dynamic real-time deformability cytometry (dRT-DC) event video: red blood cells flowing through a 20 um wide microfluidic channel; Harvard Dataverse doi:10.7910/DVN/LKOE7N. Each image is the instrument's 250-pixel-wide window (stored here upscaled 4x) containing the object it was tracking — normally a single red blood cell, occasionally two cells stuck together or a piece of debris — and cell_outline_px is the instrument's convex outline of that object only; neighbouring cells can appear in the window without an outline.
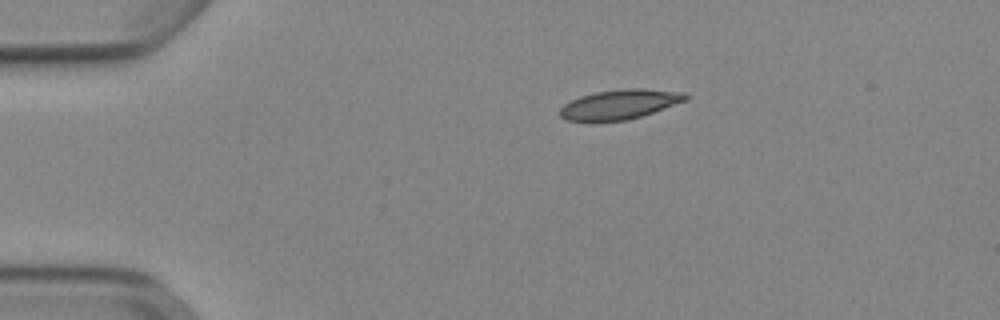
{"species": "Egyptian fruit bat (a non-hibernating species)", "species_latin": "Rousettus aegyptiacus", "temperature_condition": "cold", "stored_images_in_passage": 42, "camera_frame_rate_fps": 3000, "um_per_image_px": 0.085, "animal": {"sex": "female"}, "frame": {"image": 1, "passage_image": 1, "time_ms": 0.0, "image_size_px": [1000, 320], "cell_outline_px": [[692, 96], [688, 100], [628, 120], [588, 124], [568, 120], [560, 116], [560, 108], [564, 104], [580, 96], [596, 92], [624, 88], [640, 88], [688, 92]], "centroid_in_image_um": [52.68, 8.89], "position_along_channel_um": 32.3, "area_um2": 22.43}}
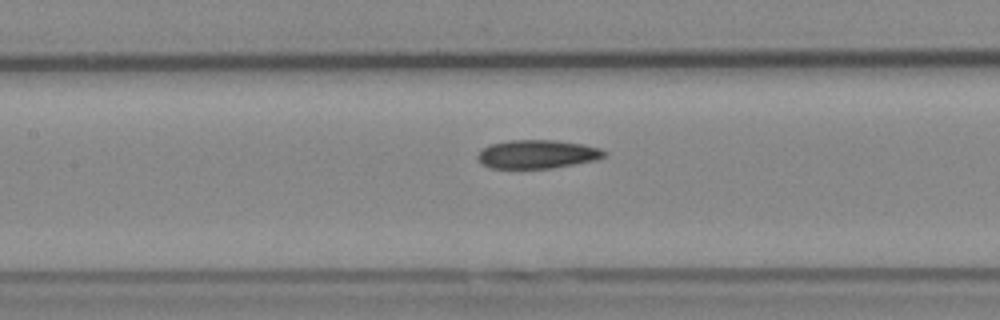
{"frame": {"image": 2, "passage_image": 15, "time_ms": 4.667, "image_size_px": [1000, 320], "cell_outline_px": [[608, 152], [604, 156], [596, 160], [552, 168], [488, 168], [480, 164], [476, 156], [488, 144], [508, 140], [556, 140], [584, 144], [600, 148]], "centroid_in_image_um": [45.65, 13.1], "position_along_channel_um": 161.8, "area_um2": 21.27}}
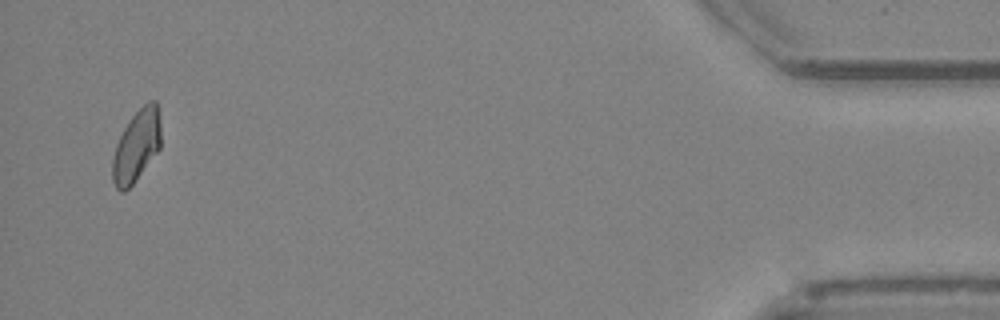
{"frame": {"image": 3, "passage_image": 41, "time_ms": 13.333, "image_size_px": [1000, 320], "cell_outline_px": [[160, 148], [136, 180], [124, 192], [120, 192], [116, 188], [112, 180], [112, 160], [116, 144], [124, 128], [132, 116], [148, 100], [156, 100], [160, 120]], "centroid_in_image_um": [11.6, 12.4], "position_along_channel_um": 423.6, "area_um2": 20.17}, "authors_computed_cell_mechanics": {"area_um2": 21.3282, "velocity_mm_per_s": 3.9112, "shape_relaxation_time_tau1_ms": 7.7239, "shape_relaxation_time_tau2_ms": 4.309, "deformation_change_tau1": 0.15, "deformation_change_tau2": 0.0821}}